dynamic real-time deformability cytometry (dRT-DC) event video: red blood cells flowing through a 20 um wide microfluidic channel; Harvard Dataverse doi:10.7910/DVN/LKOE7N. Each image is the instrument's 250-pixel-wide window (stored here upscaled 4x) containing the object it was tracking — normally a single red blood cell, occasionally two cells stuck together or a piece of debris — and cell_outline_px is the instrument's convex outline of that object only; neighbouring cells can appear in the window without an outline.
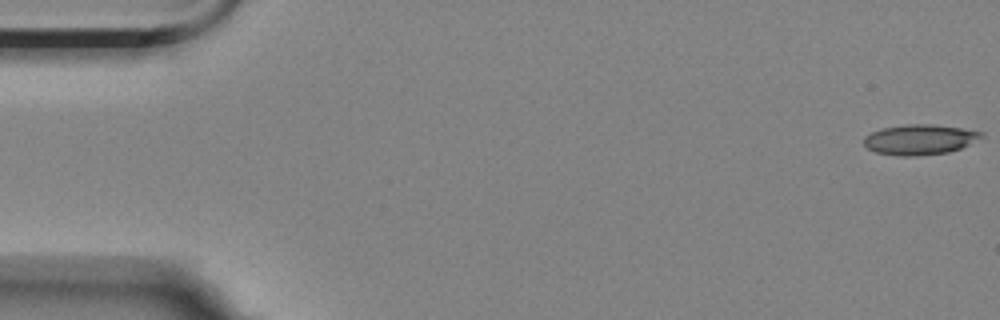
{"species": "Egyptian fruit bat (a non-hibernating species)", "species_latin": "Rousettus aegyptiacus", "temperature_condition": "room temperature", "stored_images_in_passage": 56, "camera_frame_rate_fps": 3000, "um_per_image_px": 0.085, "animal": {"sex": "female"}, "frame": {"image": 1, "passage_image": 1, "time_ms": 0.0, "image_size_px": [1000, 320], "cell_outline_px": [[984, 136], [960, 148], [948, 152], [916, 156], [900, 156], [876, 152], [868, 148], [864, 144], [864, 136], [880, 128], [908, 124], [928, 124], [960, 128], [984, 132]], "centroid_in_image_um": [78.15, 11.86], "position_along_channel_um": 6.8, "area_um2": 20.52}}
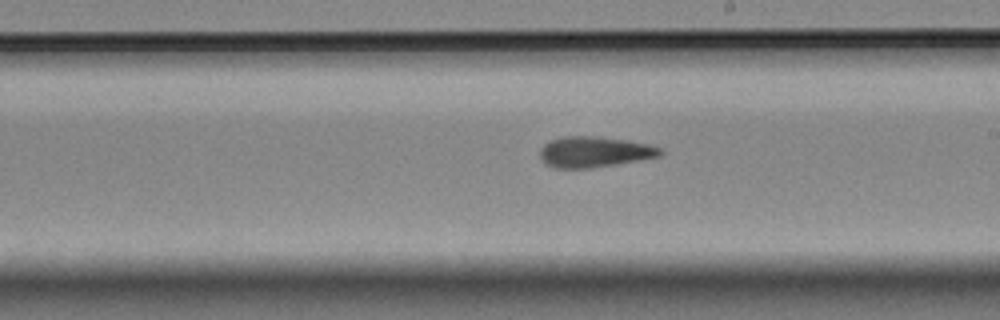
{"frame": {"image": 2, "passage_image": 32, "time_ms": 10.333, "image_size_px": [1000, 320], "cell_outline_px": [[664, 152], [660, 156], [616, 164], [592, 168], [552, 168], [544, 164], [540, 156], [540, 148], [544, 144], [552, 140], [564, 136], [592, 136], [624, 140], [648, 144], [660, 148]], "centroid_in_image_um": [50.48, 12.92], "position_along_channel_um": 238.5, "area_um2": 21.44}}
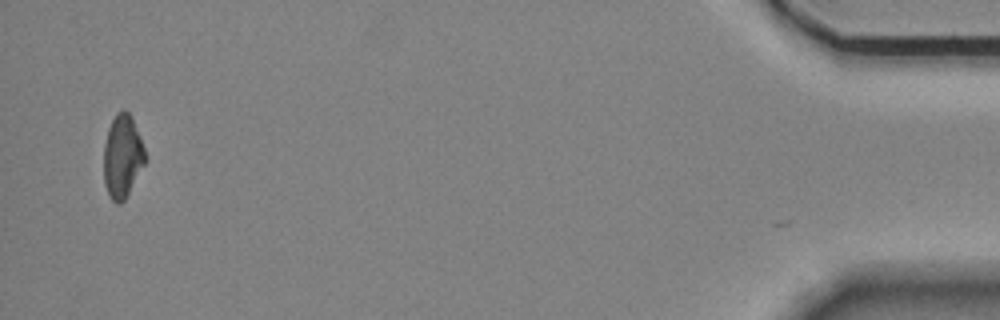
{"frame": {"image": 3, "passage_image": 55, "time_ms": 18.0, "image_size_px": [1000, 320], "cell_outline_px": [[144, 164], [124, 200], [120, 204], [116, 204], [108, 196], [104, 184], [104, 144], [108, 128], [116, 112], [124, 108], [132, 116], [144, 148]], "centroid_in_image_um": [10.37, 13.27], "position_along_channel_um": 424.8, "area_um2": 19.94}}